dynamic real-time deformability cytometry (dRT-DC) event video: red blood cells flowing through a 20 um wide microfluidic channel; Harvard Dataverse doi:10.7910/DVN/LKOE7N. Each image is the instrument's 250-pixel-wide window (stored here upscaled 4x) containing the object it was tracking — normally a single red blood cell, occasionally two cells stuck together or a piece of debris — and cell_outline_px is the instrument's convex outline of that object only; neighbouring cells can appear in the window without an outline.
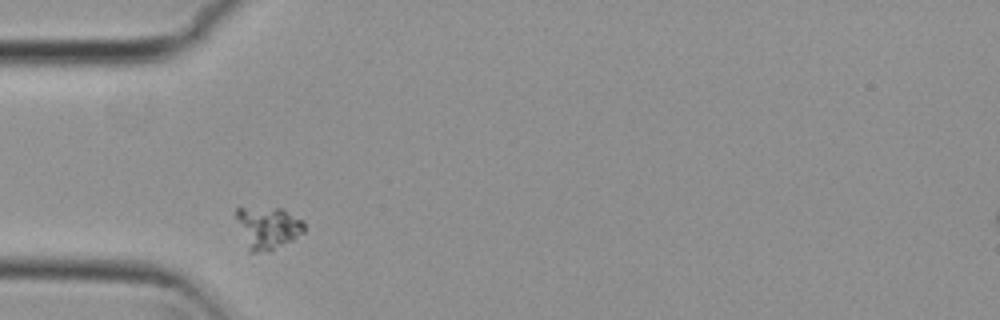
{"species": "common noctule bat (a hibernating species)", "species_latin": "Nyctalus noctula", "temperature_condition": "cold", "stored_images_in_passage": 4, "camera_frame_rate_fps": 3000, "um_per_image_px": 0.085, "animal": {"sex": "female", "body_mass_g": 29.2, "forearm_length_mm": 56.3}, "frame": {"image": 1, "passage_image": 2, "time_ms": 0.333, "image_size_px": [1000, 320], "cell_outline_px": [[304, 232], [292, 240], [272, 252], [248, 252], [236, 216], [236, 208], [284, 208], [304, 220]], "centroid_in_image_um": [22.8, 19.38], "position_along_channel_um": 62.2, "area_um2": 16.94}}
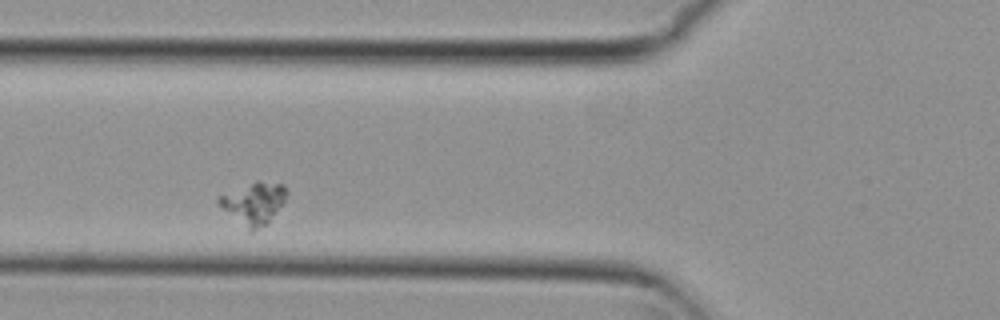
{"frame": {"image": 2, "passage_image": 3, "time_ms": 0.667, "image_size_px": [1000, 320], "cell_outline_px": [[288, 192], [284, 200], [268, 224], [252, 232], [248, 232], [220, 208], [216, 200], [216, 196], [256, 180], [260, 180], [284, 184]], "centroid_in_image_um": [21.52, 17.29], "position_along_channel_um": 104.3, "area_um2": 17.11}}
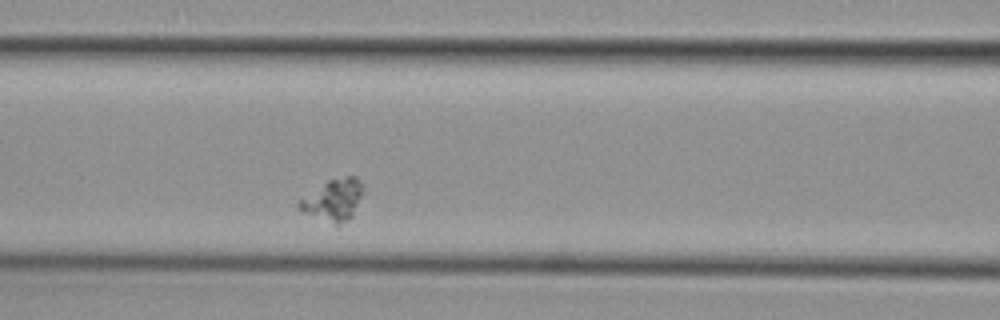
{"frame": {"image": 3, "passage_image": 4, "time_ms": 1.0, "image_size_px": [1000, 320], "cell_outline_px": [[364, 192], [352, 216], [348, 220], [340, 224], [336, 224], [304, 212], [296, 204], [296, 200], [328, 180], [344, 176], [356, 176], [364, 184]], "centroid_in_image_um": [28.36, 16.95], "position_along_channel_um": 138.2, "area_um2": 15.55}}